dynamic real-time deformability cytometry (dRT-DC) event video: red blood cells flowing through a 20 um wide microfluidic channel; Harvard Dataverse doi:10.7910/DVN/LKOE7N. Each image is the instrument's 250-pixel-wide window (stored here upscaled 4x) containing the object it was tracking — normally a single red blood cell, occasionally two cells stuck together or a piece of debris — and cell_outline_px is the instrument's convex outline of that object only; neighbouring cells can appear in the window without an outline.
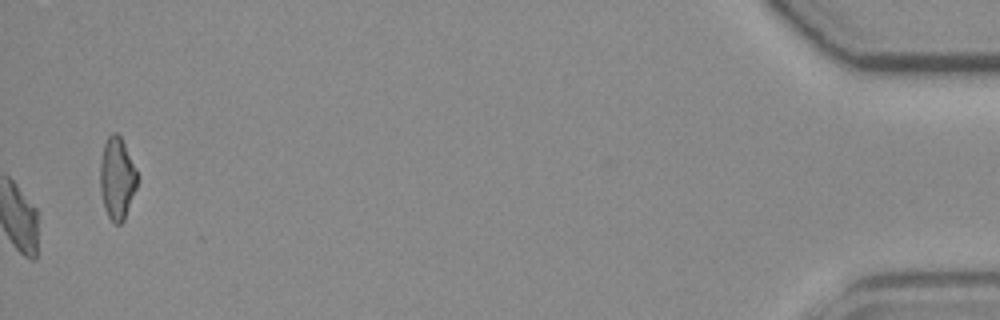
{"species": "common noctule bat (a hibernating species)", "species_latin": "Nyctalus noctula", "temperature_condition": "room temperature", "stored_images_in_passage": 54, "camera_frame_rate_fps": 3000, "um_per_image_px": 0.085, "animal": {"sex": "female", "body_mass_g": 19.3, "forearm_length_mm": 54.1}, "frame": {"image": 1, "passage_image": 54, "time_ms": 17.667, "image_size_px": [1000, 320], "cell_outline_px": [[140, 176], [136, 188], [124, 220], [120, 224], [116, 224], [108, 216], [104, 208], [100, 192], [100, 160], [104, 144], [108, 136], [112, 132], [116, 132], [120, 136]], "centroid_in_image_um": [9.95, 15.15], "position_along_channel_um": 425.2, "area_um2": 17.92}, "authors_computed_cell_mechanics": {"area_um2": 17.9469, "velocity_mm_per_s": 3.7654, "shape_relaxation_time_tau1_ms": 11.3771, "shape_relaxation_time_tau2_ms": 2.0114, "deformation_change_tau1": 0.2349, "deformation_change_tau2": 0.0718}}